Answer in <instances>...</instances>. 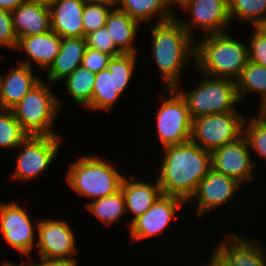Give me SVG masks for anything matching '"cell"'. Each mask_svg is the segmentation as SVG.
Returning <instances> with one entry per match:
<instances>
[{
	"mask_svg": "<svg viewBox=\"0 0 266 266\" xmlns=\"http://www.w3.org/2000/svg\"><path fill=\"white\" fill-rule=\"evenodd\" d=\"M228 11L231 22L237 17L256 27L266 19V0H228Z\"/></svg>",
	"mask_w": 266,
	"mask_h": 266,
	"instance_id": "29",
	"label": "cell"
},
{
	"mask_svg": "<svg viewBox=\"0 0 266 266\" xmlns=\"http://www.w3.org/2000/svg\"><path fill=\"white\" fill-rule=\"evenodd\" d=\"M37 266H78L77 259L41 258Z\"/></svg>",
	"mask_w": 266,
	"mask_h": 266,
	"instance_id": "37",
	"label": "cell"
},
{
	"mask_svg": "<svg viewBox=\"0 0 266 266\" xmlns=\"http://www.w3.org/2000/svg\"><path fill=\"white\" fill-rule=\"evenodd\" d=\"M86 0H58L51 8V30L61 38H84L82 14Z\"/></svg>",
	"mask_w": 266,
	"mask_h": 266,
	"instance_id": "21",
	"label": "cell"
},
{
	"mask_svg": "<svg viewBox=\"0 0 266 266\" xmlns=\"http://www.w3.org/2000/svg\"><path fill=\"white\" fill-rule=\"evenodd\" d=\"M61 142V136L28 135L18 147L20 150L12 178L29 182L36 179L42 172L45 173L59 153Z\"/></svg>",
	"mask_w": 266,
	"mask_h": 266,
	"instance_id": "10",
	"label": "cell"
},
{
	"mask_svg": "<svg viewBox=\"0 0 266 266\" xmlns=\"http://www.w3.org/2000/svg\"><path fill=\"white\" fill-rule=\"evenodd\" d=\"M61 40L62 38L53 30L20 38L16 49L25 52L27 57L17 63L31 68L35 63L46 72L60 51Z\"/></svg>",
	"mask_w": 266,
	"mask_h": 266,
	"instance_id": "18",
	"label": "cell"
},
{
	"mask_svg": "<svg viewBox=\"0 0 266 266\" xmlns=\"http://www.w3.org/2000/svg\"><path fill=\"white\" fill-rule=\"evenodd\" d=\"M18 37L15 34L11 13L0 9V47L16 50Z\"/></svg>",
	"mask_w": 266,
	"mask_h": 266,
	"instance_id": "35",
	"label": "cell"
},
{
	"mask_svg": "<svg viewBox=\"0 0 266 266\" xmlns=\"http://www.w3.org/2000/svg\"><path fill=\"white\" fill-rule=\"evenodd\" d=\"M243 136L249 149L260 155V159L266 160V124L256 115L244 120Z\"/></svg>",
	"mask_w": 266,
	"mask_h": 266,
	"instance_id": "32",
	"label": "cell"
},
{
	"mask_svg": "<svg viewBox=\"0 0 266 266\" xmlns=\"http://www.w3.org/2000/svg\"><path fill=\"white\" fill-rule=\"evenodd\" d=\"M235 233L228 232L224 241H219L212 251L228 266H266V247L252 237L246 239L245 235Z\"/></svg>",
	"mask_w": 266,
	"mask_h": 266,
	"instance_id": "17",
	"label": "cell"
},
{
	"mask_svg": "<svg viewBox=\"0 0 266 266\" xmlns=\"http://www.w3.org/2000/svg\"><path fill=\"white\" fill-rule=\"evenodd\" d=\"M87 209L105 226H110L126 214L125 199L120 189L116 193L87 203Z\"/></svg>",
	"mask_w": 266,
	"mask_h": 266,
	"instance_id": "27",
	"label": "cell"
},
{
	"mask_svg": "<svg viewBox=\"0 0 266 266\" xmlns=\"http://www.w3.org/2000/svg\"><path fill=\"white\" fill-rule=\"evenodd\" d=\"M87 47L107 53L108 55L115 57L123 54L116 46L111 38L106 26L97 29L85 36Z\"/></svg>",
	"mask_w": 266,
	"mask_h": 266,
	"instance_id": "33",
	"label": "cell"
},
{
	"mask_svg": "<svg viewBox=\"0 0 266 266\" xmlns=\"http://www.w3.org/2000/svg\"><path fill=\"white\" fill-rule=\"evenodd\" d=\"M28 137L11 110L0 109V148H18Z\"/></svg>",
	"mask_w": 266,
	"mask_h": 266,
	"instance_id": "31",
	"label": "cell"
},
{
	"mask_svg": "<svg viewBox=\"0 0 266 266\" xmlns=\"http://www.w3.org/2000/svg\"><path fill=\"white\" fill-rule=\"evenodd\" d=\"M71 163L65 176L66 182L81 197L94 201L120 190L125 175L106 159L83 155Z\"/></svg>",
	"mask_w": 266,
	"mask_h": 266,
	"instance_id": "4",
	"label": "cell"
},
{
	"mask_svg": "<svg viewBox=\"0 0 266 266\" xmlns=\"http://www.w3.org/2000/svg\"><path fill=\"white\" fill-rule=\"evenodd\" d=\"M60 103L41 80L10 110L28 135L60 136L52 130Z\"/></svg>",
	"mask_w": 266,
	"mask_h": 266,
	"instance_id": "5",
	"label": "cell"
},
{
	"mask_svg": "<svg viewBox=\"0 0 266 266\" xmlns=\"http://www.w3.org/2000/svg\"><path fill=\"white\" fill-rule=\"evenodd\" d=\"M199 85L189 91L174 89L185 100L190 116L195 119L200 116L239 112L235 105L240 102L237 95L236 81L222 78H212L201 74Z\"/></svg>",
	"mask_w": 266,
	"mask_h": 266,
	"instance_id": "6",
	"label": "cell"
},
{
	"mask_svg": "<svg viewBox=\"0 0 266 266\" xmlns=\"http://www.w3.org/2000/svg\"><path fill=\"white\" fill-rule=\"evenodd\" d=\"M163 151L159 175L155 179L164 195L179 197L187 203L212 168L211 152L191 140L166 146Z\"/></svg>",
	"mask_w": 266,
	"mask_h": 266,
	"instance_id": "1",
	"label": "cell"
},
{
	"mask_svg": "<svg viewBox=\"0 0 266 266\" xmlns=\"http://www.w3.org/2000/svg\"><path fill=\"white\" fill-rule=\"evenodd\" d=\"M197 38L194 66L200 71L199 74L236 81L249 61L248 45L228 32Z\"/></svg>",
	"mask_w": 266,
	"mask_h": 266,
	"instance_id": "3",
	"label": "cell"
},
{
	"mask_svg": "<svg viewBox=\"0 0 266 266\" xmlns=\"http://www.w3.org/2000/svg\"><path fill=\"white\" fill-rule=\"evenodd\" d=\"M236 88L240 102L247 93L256 92L260 94L262 103L266 99V67L248 61L236 80Z\"/></svg>",
	"mask_w": 266,
	"mask_h": 266,
	"instance_id": "28",
	"label": "cell"
},
{
	"mask_svg": "<svg viewBox=\"0 0 266 266\" xmlns=\"http://www.w3.org/2000/svg\"><path fill=\"white\" fill-rule=\"evenodd\" d=\"M211 252L213 253H210L212 255L206 263L207 266H228L214 251Z\"/></svg>",
	"mask_w": 266,
	"mask_h": 266,
	"instance_id": "39",
	"label": "cell"
},
{
	"mask_svg": "<svg viewBox=\"0 0 266 266\" xmlns=\"http://www.w3.org/2000/svg\"><path fill=\"white\" fill-rule=\"evenodd\" d=\"M31 259L32 258H30V260H29V265L28 266H37L35 261L34 262H30V261H32ZM21 264L22 265H19V264L17 265V263H13V262L10 263V261H6L5 260V262L1 263L0 266H25V264H28V263H25L24 260H21Z\"/></svg>",
	"mask_w": 266,
	"mask_h": 266,
	"instance_id": "42",
	"label": "cell"
},
{
	"mask_svg": "<svg viewBox=\"0 0 266 266\" xmlns=\"http://www.w3.org/2000/svg\"><path fill=\"white\" fill-rule=\"evenodd\" d=\"M0 72V109L13 108L42 78L34 76L33 68L18 63L8 74Z\"/></svg>",
	"mask_w": 266,
	"mask_h": 266,
	"instance_id": "19",
	"label": "cell"
},
{
	"mask_svg": "<svg viewBox=\"0 0 266 266\" xmlns=\"http://www.w3.org/2000/svg\"><path fill=\"white\" fill-rule=\"evenodd\" d=\"M152 57L160 70V78L167 88H175L183 69L190 60H195V42L177 18L150 24Z\"/></svg>",
	"mask_w": 266,
	"mask_h": 266,
	"instance_id": "2",
	"label": "cell"
},
{
	"mask_svg": "<svg viewBox=\"0 0 266 266\" xmlns=\"http://www.w3.org/2000/svg\"><path fill=\"white\" fill-rule=\"evenodd\" d=\"M26 0H0V9L12 12Z\"/></svg>",
	"mask_w": 266,
	"mask_h": 266,
	"instance_id": "38",
	"label": "cell"
},
{
	"mask_svg": "<svg viewBox=\"0 0 266 266\" xmlns=\"http://www.w3.org/2000/svg\"><path fill=\"white\" fill-rule=\"evenodd\" d=\"M137 54L123 53L111 57L107 69L96 73L92 93V102L89 110H112L114 104L132 81L135 70Z\"/></svg>",
	"mask_w": 266,
	"mask_h": 266,
	"instance_id": "7",
	"label": "cell"
},
{
	"mask_svg": "<svg viewBox=\"0 0 266 266\" xmlns=\"http://www.w3.org/2000/svg\"><path fill=\"white\" fill-rule=\"evenodd\" d=\"M181 10L189 13V22L176 17L182 27L194 38L193 29L202 31V36L226 32L231 19L228 11V0H186ZM191 23V24H190ZM226 27V28H225ZM225 28V29H224Z\"/></svg>",
	"mask_w": 266,
	"mask_h": 266,
	"instance_id": "12",
	"label": "cell"
},
{
	"mask_svg": "<svg viewBox=\"0 0 266 266\" xmlns=\"http://www.w3.org/2000/svg\"><path fill=\"white\" fill-rule=\"evenodd\" d=\"M131 179L124 176L121 183V190L125 199V210L126 213L131 212L133 217L129 220L128 224L137 218L138 216L144 214L152 205L159 199L163 194L162 189L155 180L154 184L151 182H143L140 180H135L134 176H130Z\"/></svg>",
	"mask_w": 266,
	"mask_h": 266,
	"instance_id": "20",
	"label": "cell"
},
{
	"mask_svg": "<svg viewBox=\"0 0 266 266\" xmlns=\"http://www.w3.org/2000/svg\"><path fill=\"white\" fill-rule=\"evenodd\" d=\"M114 6V0L85 1L82 14L84 38L87 34L105 26L107 16Z\"/></svg>",
	"mask_w": 266,
	"mask_h": 266,
	"instance_id": "30",
	"label": "cell"
},
{
	"mask_svg": "<svg viewBox=\"0 0 266 266\" xmlns=\"http://www.w3.org/2000/svg\"><path fill=\"white\" fill-rule=\"evenodd\" d=\"M248 45V59L250 62L266 67V37L253 27Z\"/></svg>",
	"mask_w": 266,
	"mask_h": 266,
	"instance_id": "34",
	"label": "cell"
},
{
	"mask_svg": "<svg viewBox=\"0 0 266 266\" xmlns=\"http://www.w3.org/2000/svg\"><path fill=\"white\" fill-rule=\"evenodd\" d=\"M111 57L107 53L87 47L81 65L96 74L101 70L107 69Z\"/></svg>",
	"mask_w": 266,
	"mask_h": 266,
	"instance_id": "36",
	"label": "cell"
},
{
	"mask_svg": "<svg viewBox=\"0 0 266 266\" xmlns=\"http://www.w3.org/2000/svg\"><path fill=\"white\" fill-rule=\"evenodd\" d=\"M32 223L30 215L16 202H0V232L9 246L31 257V251L35 249L37 239L35 232L37 224Z\"/></svg>",
	"mask_w": 266,
	"mask_h": 266,
	"instance_id": "11",
	"label": "cell"
},
{
	"mask_svg": "<svg viewBox=\"0 0 266 266\" xmlns=\"http://www.w3.org/2000/svg\"><path fill=\"white\" fill-rule=\"evenodd\" d=\"M186 204L179 197L162 194L150 209L130 223L131 240L140 241L164 233L174 220L177 210Z\"/></svg>",
	"mask_w": 266,
	"mask_h": 266,
	"instance_id": "15",
	"label": "cell"
},
{
	"mask_svg": "<svg viewBox=\"0 0 266 266\" xmlns=\"http://www.w3.org/2000/svg\"><path fill=\"white\" fill-rule=\"evenodd\" d=\"M244 118L239 112L211 114L192 119L191 141L212 152L243 135Z\"/></svg>",
	"mask_w": 266,
	"mask_h": 266,
	"instance_id": "8",
	"label": "cell"
},
{
	"mask_svg": "<svg viewBox=\"0 0 266 266\" xmlns=\"http://www.w3.org/2000/svg\"><path fill=\"white\" fill-rule=\"evenodd\" d=\"M115 6L139 23L155 24L176 18L170 0H114ZM152 20V21H151Z\"/></svg>",
	"mask_w": 266,
	"mask_h": 266,
	"instance_id": "24",
	"label": "cell"
},
{
	"mask_svg": "<svg viewBox=\"0 0 266 266\" xmlns=\"http://www.w3.org/2000/svg\"><path fill=\"white\" fill-rule=\"evenodd\" d=\"M258 107L259 114L257 113V117L260 118L266 124V99L262 103H259Z\"/></svg>",
	"mask_w": 266,
	"mask_h": 266,
	"instance_id": "40",
	"label": "cell"
},
{
	"mask_svg": "<svg viewBox=\"0 0 266 266\" xmlns=\"http://www.w3.org/2000/svg\"><path fill=\"white\" fill-rule=\"evenodd\" d=\"M87 48L85 38H62L60 51L49 67L47 79L51 84L59 83L68 77L82 63Z\"/></svg>",
	"mask_w": 266,
	"mask_h": 266,
	"instance_id": "23",
	"label": "cell"
},
{
	"mask_svg": "<svg viewBox=\"0 0 266 266\" xmlns=\"http://www.w3.org/2000/svg\"><path fill=\"white\" fill-rule=\"evenodd\" d=\"M255 28L266 37V19L260 22Z\"/></svg>",
	"mask_w": 266,
	"mask_h": 266,
	"instance_id": "43",
	"label": "cell"
},
{
	"mask_svg": "<svg viewBox=\"0 0 266 266\" xmlns=\"http://www.w3.org/2000/svg\"><path fill=\"white\" fill-rule=\"evenodd\" d=\"M242 186L236 179L225 176L211 168L207 175L199 182L194 195L188 203L192 199V202L196 199V214L197 217H201L207 212L229 203V200L233 195L235 196Z\"/></svg>",
	"mask_w": 266,
	"mask_h": 266,
	"instance_id": "16",
	"label": "cell"
},
{
	"mask_svg": "<svg viewBox=\"0 0 266 266\" xmlns=\"http://www.w3.org/2000/svg\"><path fill=\"white\" fill-rule=\"evenodd\" d=\"M10 13L18 40L51 30L50 11L47 7L26 0Z\"/></svg>",
	"mask_w": 266,
	"mask_h": 266,
	"instance_id": "22",
	"label": "cell"
},
{
	"mask_svg": "<svg viewBox=\"0 0 266 266\" xmlns=\"http://www.w3.org/2000/svg\"><path fill=\"white\" fill-rule=\"evenodd\" d=\"M138 21L132 19L127 13L114 6L106 19V28L113 39L115 46L122 53L137 54L134 40L139 31Z\"/></svg>",
	"mask_w": 266,
	"mask_h": 266,
	"instance_id": "25",
	"label": "cell"
},
{
	"mask_svg": "<svg viewBox=\"0 0 266 266\" xmlns=\"http://www.w3.org/2000/svg\"><path fill=\"white\" fill-rule=\"evenodd\" d=\"M157 111L156 126L162 147L179 145L190 141L192 118L185 100L174 88L166 89Z\"/></svg>",
	"mask_w": 266,
	"mask_h": 266,
	"instance_id": "9",
	"label": "cell"
},
{
	"mask_svg": "<svg viewBox=\"0 0 266 266\" xmlns=\"http://www.w3.org/2000/svg\"><path fill=\"white\" fill-rule=\"evenodd\" d=\"M186 0H170L172 7L174 3H177V7L178 5H181L183 2H185Z\"/></svg>",
	"mask_w": 266,
	"mask_h": 266,
	"instance_id": "44",
	"label": "cell"
},
{
	"mask_svg": "<svg viewBox=\"0 0 266 266\" xmlns=\"http://www.w3.org/2000/svg\"><path fill=\"white\" fill-rule=\"evenodd\" d=\"M96 74L80 65L64 81L66 90L74 102L87 110L91 106Z\"/></svg>",
	"mask_w": 266,
	"mask_h": 266,
	"instance_id": "26",
	"label": "cell"
},
{
	"mask_svg": "<svg viewBox=\"0 0 266 266\" xmlns=\"http://www.w3.org/2000/svg\"><path fill=\"white\" fill-rule=\"evenodd\" d=\"M47 8H51L58 0H27Z\"/></svg>",
	"mask_w": 266,
	"mask_h": 266,
	"instance_id": "41",
	"label": "cell"
},
{
	"mask_svg": "<svg viewBox=\"0 0 266 266\" xmlns=\"http://www.w3.org/2000/svg\"><path fill=\"white\" fill-rule=\"evenodd\" d=\"M36 250L41 258L73 259L76 238L68 222L58 219L37 220Z\"/></svg>",
	"mask_w": 266,
	"mask_h": 266,
	"instance_id": "13",
	"label": "cell"
},
{
	"mask_svg": "<svg viewBox=\"0 0 266 266\" xmlns=\"http://www.w3.org/2000/svg\"><path fill=\"white\" fill-rule=\"evenodd\" d=\"M250 153L247 140L242 135L236 141L211 152L212 168L225 176L236 179L241 184L254 181L257 162L252 160Z\"/></svg>",
	"mask_w": 266,
	"mask_h": 266,
	"instance_id": "14",
	"label": "cell"
}]
</instances>
